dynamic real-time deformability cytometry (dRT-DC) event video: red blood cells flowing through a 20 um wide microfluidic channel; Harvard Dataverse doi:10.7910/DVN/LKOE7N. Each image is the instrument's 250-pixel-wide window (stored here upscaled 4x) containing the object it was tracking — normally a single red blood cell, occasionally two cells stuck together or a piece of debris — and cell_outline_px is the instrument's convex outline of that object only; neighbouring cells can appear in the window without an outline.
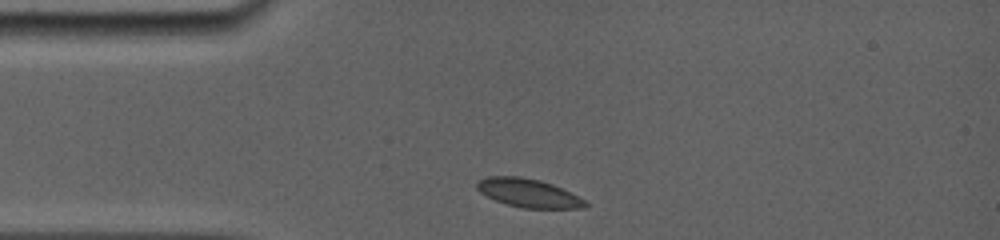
{"species": "common noctule bat (a hibernating species)", "species_latin": "Nyctalus noctula", "temperature_condition": "room temperature", "stored_images_in_passage": 47, "camera_frame_rate_fps": 5000, "um_per_image_px": 0.085, "animal": {"sex": "female", "body_mass_g": 19.0, "forearm_length_mm": 56.7}, "frame": {"image": 1, "passage_image": 1, "time_ms": 0.0, "image_size_px": [1000, 240], "cell_outline_px": [[588, 208], [520, 208], [496, 200], [480, 192], [476, 188], [476, 184], [480, 180], [488, 176], [520, 176], [540, 180], [552, 184], [584, 200], [588, 204]], "centroid_in_image_um": [44.9, 16.41], "position_along_channel_um": 40.1, "area_um2": 17.74}}
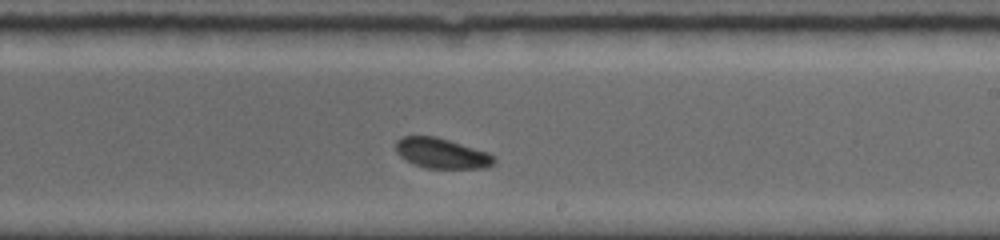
{"frame": {"image": 2, "passage_image": 27, "time_ms": 6.0, "image_size_px": [1000, 240], "cell_outline_px": [[496, 160], [488, 168], [424, 168], [400, 156], [396, 152], [396, 140], [400, 136], [436, 136], [488, 152]], "centroid_in_image_um": [37.53, 13.02], "position_along_channel_um": 251.5, "area_um2": 17.22}}
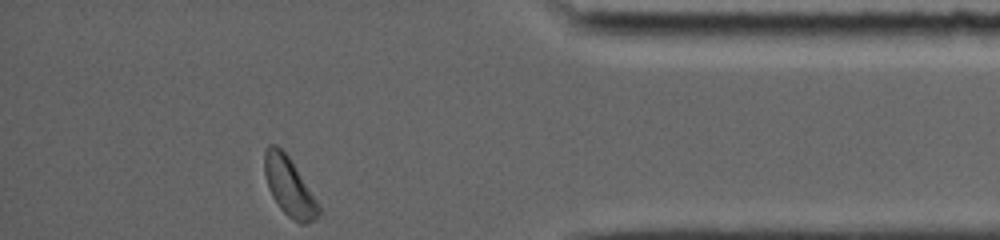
{"frame": {"image": 3, "passage_image": 47, "time_ms": 10.6, "image_size_px": [1000, 240], "cell_outline_px": [[320, 212], [312, 220], [304, 224], [300, 224], [292, 220], [280, 208], [272, 196], [268, 188], [264, 172], [264, 152], [268, 144], [276, 144], [288, 156], [320, 204]], "centroid_in_image_um": [24.56, 15.86], "position_along_channel_um": 410.6, "area_um2": 18.38}, "authors_computed_cell_mechanics": {"area_um2": 17.7446, "velocity_mm_per_s": 3.8495, "shape_relaxation_time_tau1_ms": 2.2629, "shape_relaxation_time_tau2_ms": null, "deformation_change_tau1": 0.0428, "deformation_change_tau2": null}}